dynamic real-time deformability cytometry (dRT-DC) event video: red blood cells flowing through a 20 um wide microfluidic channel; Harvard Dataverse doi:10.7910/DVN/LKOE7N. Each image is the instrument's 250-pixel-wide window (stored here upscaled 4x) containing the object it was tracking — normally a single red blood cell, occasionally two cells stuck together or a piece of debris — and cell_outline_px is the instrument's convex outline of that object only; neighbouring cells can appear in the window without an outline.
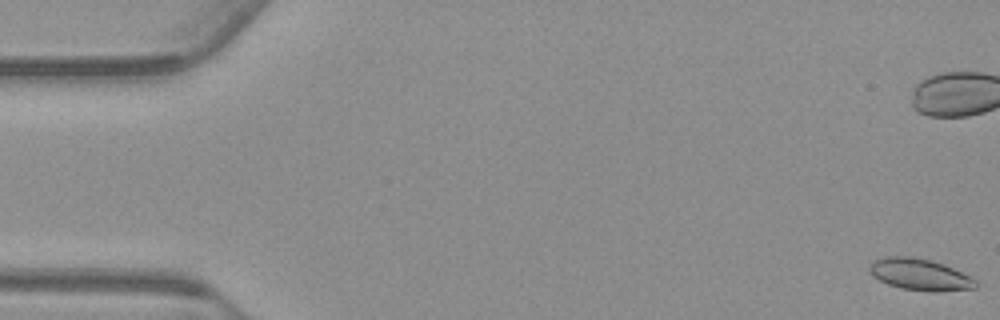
{"species": "common noctule bat (a hibernating species)", "species_latin": "Nyctalus noctula", "temperature_condition": "warm", "stored_images_in_passage": 56, "camera_frame_rate_fps": 3000, "um_per_image_px": 0.085, "animal": {"sex": "male", "body_mass_g": 23.1, "forearm_length_mm": 52.7}, "frame": {"image": 1, "passage_image": 1, "time_ms": 0.0, "image_size_px": [1000, 320], "cell_outline_px": [[980, 284], [976, 288], [936, 292], [928, 292], [900, 288], [888, 284], [872, 276], [868, 272], [868, 268], [876, 260], [884, 256], [912, 256], [932, 260], [944, 264], [972, 276]], "centroid_in_image_um": [78.23, 23.34], "position_along_channel_um": 6.8, "area_um2": 19.94}, "authors_computed_cell_mechanics": {"area_um2": 19.074, "velocity_mm_per_s": 3.7433, "shape_relaxation_time_tau1_ms": 6.8335, "shape_relaxation_time_tau2_ms": 4.5946, "deformation_change_tau1": 0.1065, "deformation_change_tau2": 0.0795}}